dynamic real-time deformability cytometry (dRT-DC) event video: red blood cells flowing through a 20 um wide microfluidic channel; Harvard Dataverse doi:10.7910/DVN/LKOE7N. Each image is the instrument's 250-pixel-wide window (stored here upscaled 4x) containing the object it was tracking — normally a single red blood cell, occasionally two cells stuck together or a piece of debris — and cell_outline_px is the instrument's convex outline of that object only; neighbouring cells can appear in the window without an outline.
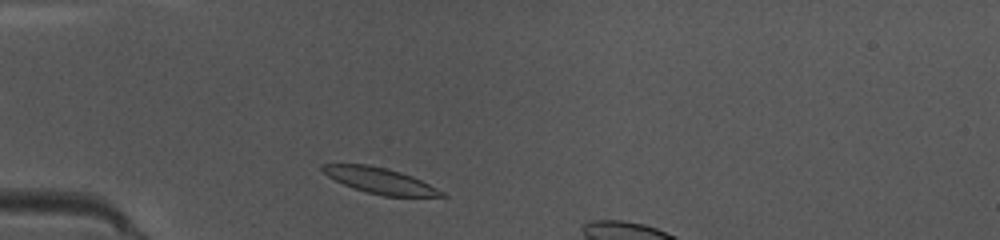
{"species": "common noctule bat (a hibernating species)", "species_latin": "Nyctalus noctula", "temperature_condition": "warm", "stored_images_in_passage": 7, "camera_frame_rate_fps": 3000, "um_per_image_px": 0.085, "animal": {"sex": "female", "body_mass_g": 10.0, "forearm_length_mm": 53.1}, "frame": {"image": 1, "passage_image": 2, "time_ms": 0.333, "image_size_px": [1000, 240], "cell_outline_px": [[448, 196], [384, 196], [352, 188], [328, 176], [320, 168], [320, 164], [368, 164], [400, 172], [412, 176], [444, 192]], "centroid_in_image_um": [32.27, 15.35], "position_along_channel_um": 52.7, "area_um2": 17.57}}